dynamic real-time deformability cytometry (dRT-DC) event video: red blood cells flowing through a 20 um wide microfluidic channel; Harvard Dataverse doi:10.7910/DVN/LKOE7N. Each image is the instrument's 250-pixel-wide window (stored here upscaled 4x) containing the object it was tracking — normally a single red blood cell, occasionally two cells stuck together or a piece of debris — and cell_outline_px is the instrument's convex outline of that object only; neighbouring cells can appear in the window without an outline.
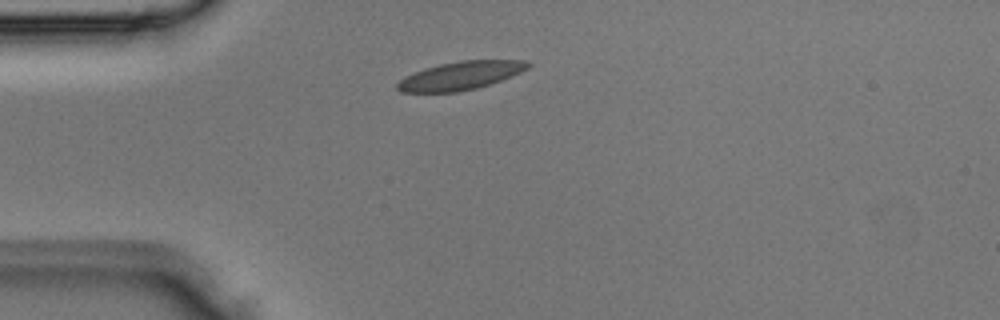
{"species": "Egyptian fruit bat (a non-hibernating species)", "species_latin": "Rousettus aegyptiacus", "temperature_condition": "room temperature", "stored_images_in_passage": 1, "camera_frame_rate_fps": 3000, "um_per_image_px": 0.085, "animal": {"sex": "male"}, "frame": {"image": 1, "passage_image": 1, "time_ms": 0.0, "image_size_px": [1000, 320], "cell_outline_px": [[532, 64], [528, 68], [520, 72], [500, 80], [476, 88], [456, 92], [400, 92], [396, 88], [396, 84], [400, 80], [424, 68], [440, 64], [460, 60], [528, 60]], "centroid_in_image_um": [39.15, 6.42], "position_along_channel_um": 45.8, "area_um2": 21.27}}